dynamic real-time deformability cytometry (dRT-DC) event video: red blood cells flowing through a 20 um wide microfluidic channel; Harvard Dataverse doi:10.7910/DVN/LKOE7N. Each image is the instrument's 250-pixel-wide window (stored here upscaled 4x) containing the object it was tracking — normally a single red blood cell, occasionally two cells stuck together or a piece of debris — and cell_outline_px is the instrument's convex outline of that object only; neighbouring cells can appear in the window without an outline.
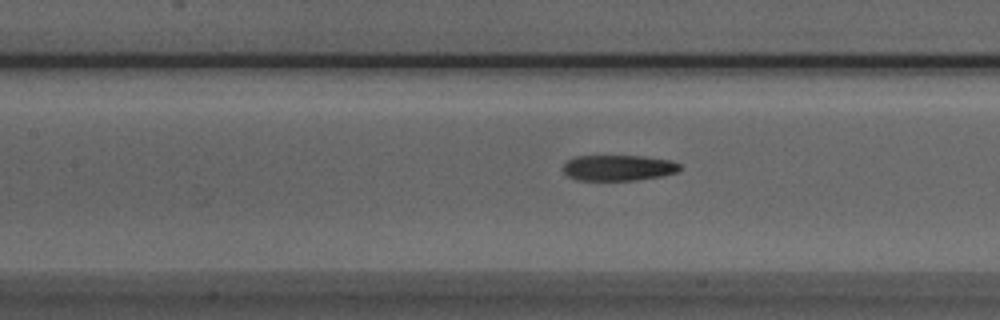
{"species": "Egyptian fruit bat (a non-hibernating species)", "species_latin": "Rousettus aegyptiacus", "temperature_condition": "room temperature", "stored_images_in_passage": 31, "camera_frame_rate_fps": 3000, "um_per_image_px": 0.085, "animal": {"sex": "male"}, "frame": {"image": 1, "passage_image": 14, "time_ms": 4.333, "image_size_px": [1000, 320], "cell_outline_px": [[680, 168], [676, 172], [664, 176], [636, 180], [576, 180], [568, 176], [564, 172], [564, 164], [568, 160], [576, 156], [644, 156], [672, 160], [680, 164]], "centroid_in_image_um": [52.59, 14.26], "position_along_channel_um": 154.8, "area_um2": 17.57}}
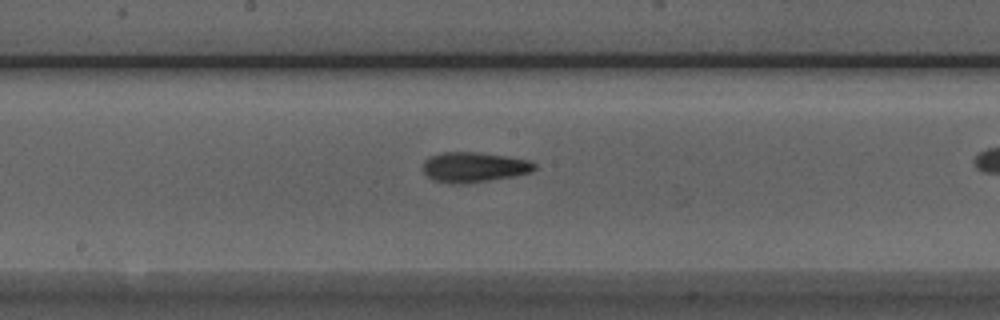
{"frame": {"image": 2, "passage_image": 18, "time_ms": 5.667, "image_size_px": [1000, 320], "cell_outline_px": [[536, 168], [532, 172], [516, 176], [460, 184], [448, 184], [432, 180], [424, 172], [424, 160], [432, 156], [444, 152], [476, 152], [508, 156], [532, 160], [536, 164]], "centroid_in_image_um": [40.33, 14.21], "position_along_channel_um": 207.9, "area_um2": 19.71}}
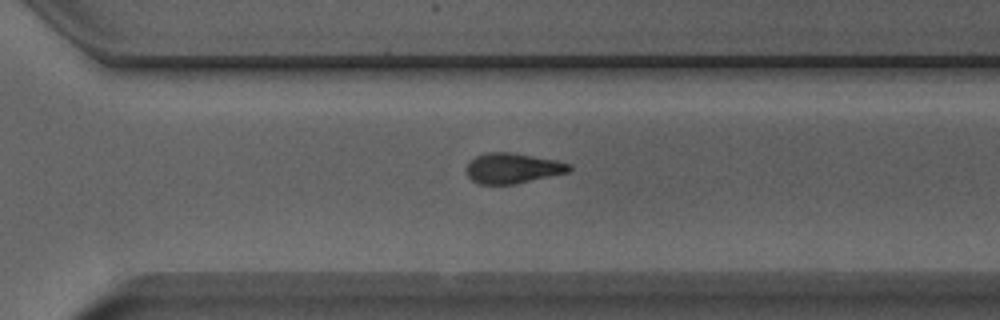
{"frame": {"image": 3, "passage_image": 27, "time_ms": 8.667, "image_size_px": [1000, 320], "cell_outline_px": [[572, 168], [568, 172], [516, 184], [476, 184], [464, 172], [464, 168], [476, 156], [484, 152], [512, 152], [556, 160], [572, 164]], "centroid_in_image_um": [43.54, 14.3], "position_along_channel_um": 327.1, "area_um2": 18.38}}